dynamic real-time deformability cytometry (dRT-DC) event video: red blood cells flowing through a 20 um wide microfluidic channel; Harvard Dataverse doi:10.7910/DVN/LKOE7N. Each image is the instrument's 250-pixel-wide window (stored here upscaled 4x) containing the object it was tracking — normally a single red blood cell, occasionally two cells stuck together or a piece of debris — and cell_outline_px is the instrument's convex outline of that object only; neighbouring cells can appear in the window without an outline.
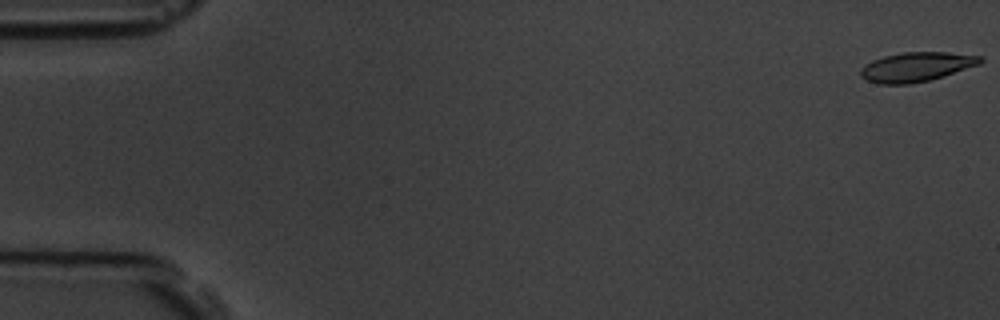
{"species": "common noctule bat (a hibernating species)", "species_latin": "Nyctalus noctula", "temperature_condition": "room temperature", "stored_images_in_passage": 5, "segment_of_instrument_passage": [1, 2], "camera_frame_rate_fps": 3000, "um_per_image_px": 0.085, "animal": {"sex": "male", "body_mass_g": 19.5, "forearm_length_mm": 54.6}, "frame": {"image": 1, "passage_image": 1, "time_ms": 0.0, "image_size_px": [1000, 320], "cell_outline_px": [[984, 60], [980, 64], [944, 76], [928, 80], [908, 84], [880, 84], [868, 80], [860, 76], [860, 68], [864, 64], [872, 60], [884, 56], [904, 52], [948, 52], [984, 56]], "centroid_in_image_um": [77.91, 5.67], "position_along_channel_um": 7.1, "area_um2": 20.58}}
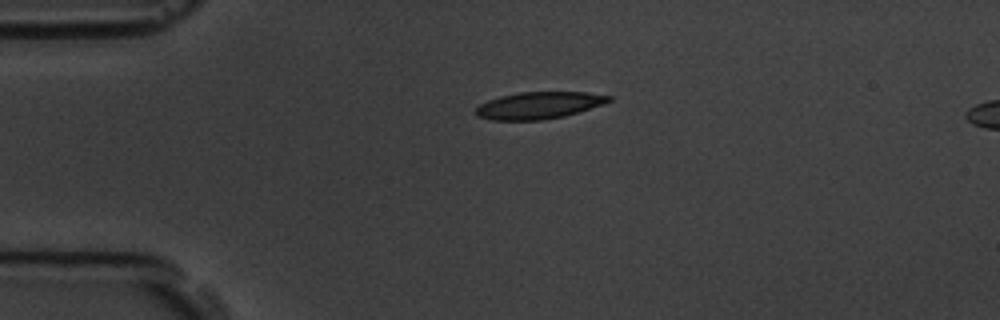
{"frame": {"image": 2, "passage_image": 4, "time_ms": 4.0, "image_size_px": [1000, 320], "cell_outline_px": [[612, 100], [604, 104], [564, 116], [540, 120], [488, 120], [476, 116], [476, 108], [480, 104], [488, 100], [500, 96], [520, 92], [588, 92], [612, 96]], "centroid_in_image_um": [45.8, 8.95], "position_along_channel_um": 39.2, "area_um2": 20.92}}